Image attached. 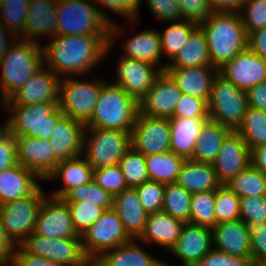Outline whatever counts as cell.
<instances>
[{
    "mask_svg": "<svg viewBox=\"0 0 266 266\" xmlns=\"http://www.w3.org/2000/svg\"><path fill=\"white\" fill-rule=\"evenodd\" d=\"M123 27L110 23V35H56L43 46V65L60 78L85 76L107 57L119 38ZM93 69V70H92Z\"/></svg>",
    "mask_w": 266,
    "mask_h": 266,
    "instance_id": "1",
    "label": "cell"
},
{
    "mask_svg": "<svg viewBox=\"0 0 266 266\" xmlns=\"http://www.w3.org/2000/svg\"><path fill=\"white\" fill-rule=\"evenodd\" d=\"M199 27L206 37L211 65L217 69L247 48L240 13L213 12Z\"/></svg>",
    "mask_w": 266,
    "mask_h": 266,
    "instance_id": "2",
    "label": "cell"
},
{
    "mask_svg": "<svg viewBox=\"0 0 266 266\" xmlns=\"http://www.w3.org/2000/svg\"><path fill=\"white\" fill-rule=\"evenodd\" d=\"M139 112L138 102L120 85L105 81L86 127L131 132Z\"/></svg>",
    "mask_w": 266,
    "mask_h": 266,
    "instance_id": "3",
    "label": "cell"
},
{
    "mask_svg": "<svg viewBox=\"0 0 266 266\" xmlns=\"http://www.w3.org/2000/svg\"><path fill=\"white\" fill-rule=\"evenodd\" d=\"M92 0H57V35H110L111 20Z\"/></svg>",
    "mask_w": 266,
    "mask_h": 266,
    "instance_id": "4",
    "label": "cell"
},
{
    "mask_svg": "<svg viewBox=\"0 0 266 266\" xmlns=\"http://www.w3.org/2000/svg\"><path fill=\"white\" fill-rule=\"evenodd\" d=\"M43 66L41 44L17 38L0 59V83L10 98Z\"/></svg>",
    "mask_w": 266,
    "mask_h": 266,
    "instance_id": "5",
    "label": "cell"
},
{
    "mask_svg": "<svg viewBox=\"0 0 266 266\" xmlns=\"http://www.w3.org/2000/svg\"><path fill=\"white\" fill-rule=\"evenodd\" d=\"M247 107L246 91L217 72L207 102L209 119L236 131L243 122Z\"/></svg>",
    "mask_w": 266,
    "mask_h": 266,
    "instance_id": "6",
    "label": "cell"
},
{
    "mask_svg": "<svg viewBox=\"0 0 266 266\" xmlns=\"http://www.w3.org/2000/svg\"><path fill=\"white\" fill-rule=\"evenodd\" d=\"M7 132L16 136L47 138L53 132L57 121L64 115L58 108V103H39L29 106L8 105Z\"/></svg>",
    "mask_w": 266,
    "mask_h": 266,
    "instance_id": "7",
    "label": "cell"
},
{
    "mask_svg": "<svg viewBox=\"0 0 266 266\" xmlns=\"http://www.w3.org/2000/svg\"><path fill=\"white\" fill-rule=\"evenodd\" d=\"M105 80L63 77L59 83L58 108L74 120L86 124L95 109L100 89Z\"/></svg>",
    "mask_w": 266,
    "mask_h": 266,
    "instance_id": "8",
    "label": "cell"
},
{
    "mask_svg": "<svg viewBox=\"0 0 266 266\" xmlns=\"http://www.w3.org/2000/svg\"><path fill=\"white\" fill-rule=\"evenodd\" d=\"M130 147V132L86 127L83 156L93 169L119 164Z\"/></svg>",
    "mask_w": 266,
    "mask_h": 266,
    "instance_id": "9",
    "label": "cell"
},
{
    "mask_svg": "<svg viewBox=\"0 0 266 266\" xmlns=\"http://www.w3.org/2000/svg\"><path fill=\"white\" fill-rule=\"evenodd\" d=\"M47 195L39 186L31 195L0 205V216L7 237L20 245L35 231L37 215L44 197Z\"/></svg>",
    "mask_w": 266,
    "mask_h": 266,
    "instance_id": "10",
    "label": "cell"
},
{
    "mask_svg": "<svg viewBox=\"0 0 266 266\" xmlns=\"http://www.w3.org/2000/svg\"><path fill=\"white\" fill-rule=\"evenodd\" d=\"M132 239L113 208L106 209L81 236L82 248L88 259H97L105 251Z\"/></svg>",
    "mask_w": 266,
    "mask_h": 266,
    "instance_id": "11",
    "label": "cell"
},
{
    "mask_svg": "<svg viewBox=\"0 0 266 266\" xmlns=\"http://www.w3.org/2000/svg\"><path fill=\"white\" fill-rule=\"evenodd\" d=\"M20 246L28 253L50 259L62 266H82L88 260L81 238L50 239L33 232Z\"/></svg>",
    "mask_w": 266,
    "mask_h": 266,
    "instance_id": "12",
    "label": "cell"
},
{
    "mask_svg": "<svg viewBox=\"0 0 266 266\" xmlns=\"http://www.w3.org/2000/svg\"><path fill=\"white\" fill-rule=\"evenodd\" d=\"M169 118L151 117L138 112L130 132L131 147L144 156L170 151Z\"/></svg>",
    "mask_w": 266,
    "mask_h": 266,
    "instance_id": "13",
    "label": "cell"
},
{
    "mask_svg": "<svg viewBox=\"0 0 266 266\" xmlns=\"http://www.w3.org/2000/svg\"><path fill=\"white\" fill-rule=\"evenodd\" d=\"M116 63V83L137 102L152 88L163 72L160 68L138 59L120 56Z\"/></svg>",
    "mask_w": 266,
    "mask_h": 266,
    "instance_id": "14",
    "label": "cell"
},
{
    "mask_svg": "<svg viewBox=\"0 0 266 266\" xmlns=\"http://www.w3.org/2000/svg\"><path fill=\"white\" fill-rule=\"evenodd\" d=\"M34 232L50 239L81 238L73 227L67 203L48 194L40 206Z\"/></svg>",
    "mask_w": 266,
    "mask_h": 266,
    "instance_id": "15",
    "label": "cell"
},
{
    "mask_svg": "<svg viewBox=\"0 0 266 266\" xmlns=\"http://www.w3.org/2000/svg\"><path fill=\"white\" fill-rule=\"evenodd\" d=\"M17 163L33 171L44 181L55 169L59 161L47 138L16 136Z\"/></svg>",
    "mask_w": 266,
    "mask_h": 266,
    "instance_id": "16",
    "label": "cell"
},
{
    "mask_svg": "<svg viewBox=\"0 0 266 266\" xmlns=\"http://www.w3.org/2000/svg\"><path fill=\"white\" fill-rule=\"evenodd\" d=\"M250 164H252L251 150L237 131H231L224 139L212 163L219 182L228 183Z\"/></svg>",
    "mask_w": 266,
    "mask_h": 266,
    "instance_id": "17",
    "label": "cell"
},
{
    "mask_svg": "<svg viewBox=\"0 0 266 266\" xmlns=\"http://www.w3.org/2000/svg\"><path fill=\"white\" fill-rule=\"evenodd\" d=\"M218 72L237 88L247 91L266 81V60L246 48L232 60L225 62Z\"/></svg>",
    "mask_w": 266,
    "mask_h": 266,
    "instance_id": "18",
    "label": "cell"
},
{
    "mask_svg": "<svg viewBox=\"0 0 266 266\" xmlns=\"http://www.w3.org/2000/svg\"><path fill=\"white\" fill-rule=\"evenodd\" d=\"M60 79L51 69L43 65L9 98L8 105L58 103Z\"/></svg>",
    "mask_w": 266,
    "mask_h": 266,
    "instance_id": "19",
    "label": "cell"
},
{
    "mask_svg": "<svg viewBox=\"0 0 266 266\" xmlns=\"http://www.w3.org/2000/svg\"><path fill=\"white\" fill-rule=\"evenodd\" d=\"M182 91L166 73L162 72L155 80L152 88L138 102L139 113L151 117L171 118Z\"/></svg>",
    "mask_w": 266,
    "mask_h": 266,
    "instance_id": "20",
    "label": "cell"
},
{
    "mask_svg": "<svg viewBox=\"0 0 266 266\" xmlns=\"http://www.w3.org/2000/svg\"><path fill=\"white\" fill-rule=\"evenodd\" d=\"M212 248L211 228L185 223L169 253L179 258L182 266H194Z\"/></svg>",
    "mask_w": 266,
    "mask_h": 266,
    "instance_id": "21",
    "label": "cell"
},
{
    "mask_svg": "<svg viewBox=\"0 0 266 266\" xmlns=\"http://www.w3.org/2000/svg\"><path fill=\"white\" fill-rule=\"evenodd\" d=\"M86 125L63 115L56 123L49 143L60 162L83 155Z\"/></svg>",
    "mask_w": 266,
    "mask_h": 266,
    "instance_id": "22",
    "label": "cell"
},
{
    "mask_svg": "<svg viewBox=\"0 0 266 266\" xmlns=\"http://www.w3.org/2000/svg\"><path fill=\"white\" fill-rule=\"evenodd\" d=\"M211 232L213 248L231 256L252 258L250 234L241 219L218 223Z\"/></svg>",
    "mask_w": 266,
    "mask_h": 266,
    "instance_id": "23",
    "label": "cell"
},
{
    "mask_svg": "<svg viewBox=\"0 0 266 266\" xmlns=\"http://www.w3.org/2000/svg\"><path fill=\"white\" fill-rule=\"evenodd\" d=\"M45 35L49 39L57 35V0H29L23 40L40 44Z\"/></svg>",
    "mask_w": 266,
    "mask_h": 266,
    "instance_id": "24",
    "label": "cell"
},
{
    "mask_svg": "<svg viewBox=\"0 0 266 266\" xmlns=\"http://www.w3.org/2000/svg\"><path fill=\"white\" fill-rule=\"evenodd\" d=\"M165 72L177 84L182 93L208 102L213 79L218 69L213 65H202L198 67L166 68Z\"/></svg>",
    "mask_w": 266,
    "mask_h": 266,
    "instance_id": "25",
    "label": "cell"
},
{
    "mask_svg": "<svg viewBox=\"0 0 266 266\" xmlns=\"http://www.w3.org/2000/svg\"><path fill=\"white\" fill-rule=\"evenodd\" d=\"M93 171V167L83 155L60 161L45 181L61 180L64 185L48 195L62 199L71 189L91 183L93 181Z\"/></svg>",
    "mask_w": 266,
    "mask_h": 266,
    "instance_id": "26",
    "label": "cell"
},
{
    "mask_svg": "<svg viewBox=\"0 0 266 266\" xmlns=\"http://www.w3.org/2000/svg\"><path fill=\"white\" fill-rule=\"evenodd\" d=\"M185 223L160 211L148 215L143 233L139 242L147 245H159L169 251L178 240ZM155 243V244H154Z\"/></svg>",
    "mask_w": 266,
    "mask_h": 266,
    "instance_id": "27",
    "label": "cell"
},
{
    "mask_svg": "<svg viewBox=\"0 0 266 266\" xmlns=\"http://www.w3.org/2000/svg\"><path fill=\"white\" fill-rule=\"evenodd\" d=\"M39 180L33 171L19 163L1 171L0 205L31 195L40 186Z\"/></svg>",
    "mask_w": 266,
    "mask_h": 266,
    "instance_id": "28",
    "label": "cell"
},
{
    "mask_svg": "<svg viewBox=\"0 0 266 266\" xmlns=\"http://www.w3.org/2000/svg\"><path fill=\"white\" fill-rule=\"evenodd\" d=\"M112 208L118 214L127 233L138 239L143 233L148 218L144 210L136 188H127L113 197Z\"/></svg>",
    "mask_w": 266,
    "mask_h": 266,
    "instance_id": "29",
    "label": "cell"
},
{
    "mask_svg": "<svg viewBox=\"0 0 266 266\" xmlns=\"http://www.w3.org/2000/svg\"><path fill=\"white\" fill-rule=\"evenodd\" d=\"M122 47L124 53L121 56L149 62L165 72L167 63H161L163 53L158 30L144 29L129 37Z\"/></svg>",
    "mask_w": 266,
    "mask_h": 266,
    "instance_id": "30",
    "label": "cell"
},
{
    "mask_svg": "<svg viewBox=\"0 0 266 266\" xmlns=\"http://www.w3.org/2000/svg\"><path fill=\"white\" fill-rule=\"evenodd\" d=\"M209 118H169L171 137L170 151L190 159L200 135L201 127Z\"/></svg>",
    "mask_w": 266,
    "mask_h": 266,
    "instance_id": "31",
    "label": "cell"
},
{
    "mask_svg": "<svg viewBox=\"0 0 266 266\" xmlns=\"http://www.w3.org/2000/svg\"><path fill=\"white\" fill-rule=\"evenodd\" d=\"M138 242V239H132L107 250L97 258V261L102 266H164L162 259L159 260L146 252Z\"/></svg>",
    "mask_w": 266,
    "mask_h": 266,
    "instance_id": "32",
    "label": "cell"
},
{
    "mask_svg": "<svg viewBox=\"0 0 266 266\" xmlns=\"http://www.w3.org/2000/svg\"><path fill=\"white\" fill-rule=\"evenodd\" d=\"M176 183L190 193L216 190L221 183L211 163L186 159Z\"/></svg>",
    "mask_w": 266,
    "mask_h": 266,
    "instance_id": "33",
    "label": "cell"
},
{
    "mask_svg": "<svg viewBox=\"0 0 266 266\" xmlns=\"http://www.w3.org/2000/svg\"><path fill=\"white\" fill-rule=\"evenodd\" d=\"M231 131L230 128L208 119L201 127L200 135L190 159L212 164L224 139Z\"/></svg>",
    "mask_w": 266,
    "mask_h": 266,
    "instance_id": "34",
    "label": "cell"
},
{
    "mask_svg": "<svg viewBox=\"0 0 266 266\" xmlns=\"http://www.w3.org/2000/svg\"><path fill=\"white\" fill-rule=\"evenodd\" d=\"M211 65L205 34L198 26L188 42L168 64L167 68H185Z\"/></svg>",
    "mask_w": 266,
    "mask_h": 266,
    "instance_id": "35",
    "label": "cell"
},
{
    "mask_svg": "<svg viewBox=\"0 0 266 266\" xmlns=\"http://www.w3.org/2000/svg\"><path fill=\"white\" fill-rule=\"evenodd\" d=\"M185 160L172 151L145 156L149 180L163 184L175 183Z\"/></svg>",
    "mask_w": 266,
    "mask_h": 266,
    "instance_id": "36",
    "label": "cell"
},
{
    "mask_svg": "<svg viewBox=\"0 0 266 266\" xmlns=\"http://www.w3.org/2000/svg\"><path fill=\"white\" fill-rule=\"evenodd\" d=\"M169 23L165 30L158 31L161 39V48L164 56L167 58L168 64L184 45L188 42L191 33L199 26L196 23L178 20V21H167Z\"/></svg>",
    "mask_w": 266,
    "mask_h": 266,
    "instance_id": "37",
    "label": "cell"
},
{
    "mask_svg": "<svg viewBox=\"0 0 266 266\" xmlns=\"http://www.w3.org/2000/svg\"><path fill=\"white\" fill-rule=\"evenodd\" d=\"M236 196H266V174L250 164L225 184Z\"/></svg>",
    "mask_w": 266,
    "mask_h": 266,
    "instance_id": "38",
    "label": "cell"
},
{
    "mask_svg": "<svg viewBox=\"0 0 266 266\" xmlns=\"http://www.w3.org/2000/svg\"><path fill=\"white\" fill-rule=\"evenodd\" d=\"M236 131L251 151L266 144V112L248 106L243 122Z\"/></svg>",
    "mask_w": 266,
    "mask_h": 266,
    "instance_id": "39",
    "label": "cell"
},
{
    "mask_svg": "<svg viewBox=\"0 0 266 266\" xmlns=\"http://www.w3.org/2000/svg\"><path fill=\"white\" fill-rule=\"evenodd\" d=\"M192 193L175 183L165 184L162 211L184 223H190Z\"/></svg>",
    "mask_w": 266,
    "mask_h": 266,
    "instance_id": "40",
    "label": "cell"
},
{
    "mask_svg": "<svg viewBox=\"0 0 266 266\" xmlns=\"http://www.w3.org/2000/svg\"><path fill=\"white\" fill-rule=\"evenodd\" d=\"M29 0H3L0 23L15 37L23 39L28 16Z\"/></svg>",
    "mask_w": 266,
    "mask_h": 266,
    "instance_id": "41",
    "label": "cell"
},
{
    "mask_svg": "<svg viewBox=\"0 0 266 266\" xmlns=\"http://www.w3.org/2000/svg\"><path fill=\"white\" fill-rule=\"evenodd\" d=\"M216 190L193 193L190 205V223L212 228L216 225Z\"/></svg>",
    "mask_w": 266,
    "mask_h": 266,
    "instance_id": "42",
    "label": "cell"
},
{
    "mask_svg": "<svg viewBox=\"0 0 266 266\" xmlns=\"http://www.w3.org/2000/svg\"><path fill=\"white\" fill-rule=\"evenodd\" d=\"M119 165L128 187L135 188L149 180L145 156L132 147L122 156Z\"/></svg>",
    "mask_w": 266,
    "mask_h": 266,
    "instance_id": "43",
    "label": "cell"
},
{
    "mask_svg": "<svg viewBox=\"0 0 266 266\" xmlns=\"http://www.w3.org/2000/svg\"><path fill=\"white\" fill-rule=\"evenodd\" d=\"M66 203L91 202L99 207L112 208L113 197L95 182L71 189L63 198Z\"/></svg>",
    "mask_w": 266,
    "mask_h": 266,
    "instance_id": "44",
    "label": "cell"
},
{
    "mask_svg": "<svg viewBox=\"0 0 266 266\" xmlns=\"http://www.w3.org/2000/svg\"><path fill=\"white\" fill-rule=\"evenodd\" d=\"M216 224L240 219V197L236 196L225 184L216 189Z\"/></svg>",
    "mask_w": 266,
    "mask_h": 266,
    "instance_id": "45",
    "label": "cell"
},
{
    "mask_svg": "<svg viewBox=\"0 0 266 266\" xmlns=\"http://www.w3.org/2000/svg\"><path fill=\"white\" fill-rule=\"evenodd\" d=\"M73 227L79 236H82L88 228L104 213L105 208L91 202L67 203Z\"/></svg>",
    "mask_w": 266,
    "mask_h": 266,
    "instance_id": "46",
    "label": "cell"
},
{
    "mask_svg": "<svg viewBox=\"0 0 266 266\" xmlns=\"http://www.w3.org/2000/svg\"><path fill=\"white\" fill-rule=\"evenodd\" d=\"M93 182L107 191L112 197L129 188L119 164L94 169Z\"/></svg>",
    "mask_w": 266,
    "mask_h": 266,
    "instance_id": "47",
    "label": "cell"
},
{
    "mask_svg": "<svg viewBox=\"0 0 266 266\" xmlns=\"http://www.w3.org/2000/svg\"><path fill=\"white\" fill-rule=\"evenodd\" d=\"M239 13L246 35L266 26V0H245Z\"/></svg>",
    "mask_w": 266,
    "mask_h": 266,
    "instance_id": "48",
    "label": "cell"
},
{
    "mask_svg": "<svg viewBox=\"0 0 266 266\" xmlns=\"http://www.w3.org/2000/svg\"><path fill=\"white\" fill-rule=\"evenodd\" d=\"M135 188L139 200L148 214L162 211L165 184L148 180Z\"/></svg>",
    "mask_w": 266,
    "mask_h": 266,
    "instance_id": "49",
    "label": "cell"
},
{
    "mask_svg": "<svg viewBox=\"0 0 266 266\" xmlns=\"http://www.w3.org/2000/svg\"><path fill=\"white\" fill-rule=\"evenodd\" d=\"M240 219L245 223H266V196L240 198Z\"/></svg>",
    "mask_w": 266,
    "mask_h": 266,
    "instance_id": "50",
    "label": "cell"
},
{
    "mask_svg": "<svg viewBox=\"0 0 266 266\" xmlns=\"http://www.w3.org/2000/svg\"><path fill=\"white\" fill-rule=\"evenodd\" d=\"M183 20L200 25L214 11L210 0H177Z\"/></svg>",
    "mask_w": 266,
    "mask_h": 266,
    "instance_id": "51",
    "label": "cell"
},
{
    "mask_svg": "<svg viewBox=\"0 0 266 266\" xmlns=\"http://www.w3.org/2000/svg\"><path fill=\"white\" fill-rule=\"evenodd\" d=\"M173 117L209 118L207 102L204 99L182 93Z\"/></svg>",
    "mask_w": 266,
    "mask_h": 266,
    "instance_id": "52",
    "label": "cell"
},
{
    "mask_svg": "<svg viewBox=\"0 0 266 266\" xmlns=\"http://www.w3.org/2000/svg\"><path fill=\"white\" fill-rule=\"evenodd\" d=\"M254 265L266 264V223L247 222Z\"/></svg>",
    "mask_w": 266,
    "mask_h": 266,
    "instance_id": "53",
    "label": "cell"
},
{
    "mask_svg": "<svg viewBox=\"0 0 266 266\" xmlns=\"http://www.w3.org/2000/svg\"><path fill=\"white\" fill-rule=\"evenodd\" d=\"M98 7L107 8L118 15L124 16L129 21H138L142 0H92Z\"/></svg>",
    "mask_w": 266,
    "mask_h": 266,
    "instance_id": "54",
    "label": "cell"
},
{
    "mask_svg": "<svg viewBox=\"0 0 266 266\" xmlns=\"http://www.w3.org/2000/svg\"><path fill=\"white\" fill-rule=\"evenodd\" d=\"M194 266H254L252 258L231 256L220 250L212 248Z\"/></svg>",
    "mask_w": 266,
    "mask_h": 266,
    "instance_id": "55",
    "label": "cell"
},
{
    "mask_svg": "<svg viewBox=\"0 0 266 266\" xmlns=\"http://www.w3.org/2000/svg\"><path fill=\"white\" fill-rule=\"evenodd\" d=\"M146 6L161 22L182 20L177 0H146Z\"/></svg>",
    "mask_w": 266,
    "mask_h": 266,
    "instance_id": "56",
    "label": "cell"
},
{
    "mask_svg": "<svg viewBox=\"0 0 266 266\" xmlns=\"http://www.w3.org/2000/svg\"><path fill=\"white\" fill-rule=\"evenodd\" d=\"M17 164L16 141L6 132L0 137V172Z\"/></svg>",
    "mask_w": 266,
    "mask_h": 266,
    "instance_id": "57",
    "label": "cell"
},
{
    "mask_svg": "<svg viewBox=\"0 0 266 266\" xmlns=\"http://www.w3.org/2000/svg\"><path fill=\"white\" fill-rule=\"evenodd\" d=\"M12 266H62L50 259L26 252L20 245H16L11 260Z\"/></svg>",
    "mask_w": 266,
    "mask_h": 266,
    "instance_id": "58",
    "label": "cell"
},
{
    "mask_svg": "<svg viewBox=\"0 0 266 266\" xmlns=\"http://www.w3.org/2000/svg\"><path fill=\"white\" fill-rule=\"evenodd\" d=\"M247 48L266 60V26L247 35Z\"/></svg>",
    "mask_w": 266,
    "mask_h": 266,
    "instance_id": "59",
    "label": "cell"
},
{
    "mask_svg": "<svg viewBox=\"0 0 266 266\" xmlns=\"http://www.w3.org/2000/svg\"><path fill=\"white\" fill-rule=\"evenodd\" d=\"M248 106L266 112V81L251 87L246 91Z\"/></svg>",
    "mask_w": 266,
    "mask_h": 266,
    "instance_id": "60",
    "label": "cell"
},
{
    "mask_svg": "<svg viewBox=\"0 0 266 266\" xmlns=\"http://www.w3.org/2000/svg\"><path fill=\"white\" fill-rule=\"evenodd\" d=\"M245 0H210L214 12H240Z\"/></svg>",
    "mask_w": 266,
    "mask_h": 266,
    "instance_id": "61",
    "label": "cell"
},
{
    "mask_svg": "<svg viewBox=\"0 0 266 266\" xmlns=\"http://www.w3.org/2000/svg\"><path fill=\"white\" fill-rule=\"evenodd\" d=\"M15 245L7 237L2 225L0 216V260L11 261L14 253Z\"/></svg>",
    "mask_w": 266,
    "mask_h": 266,
    "instance_id": "62",
    "label": "cell"
},
{
    "mask_svg": "<svg viewBox=\"0 0 266 266\" xmlns=\"http://www.w3.org/2000/svg\"><path fill=\"white\" fill-rule=\"evenodd\" d=\"M252 164L266 174V144L260 145L251 151Z\"/></svg>",
    "mask_w": 266,
    "mask_h": 266,
    "instance_id": "63",
    "label": "cell"
},
{
    "mask_svg": "<svg viewBox=\"0 0 266 266\" xmlns=\"http://www.w3.org/2000/svg\"><path fill=\"white\" fill-rule=\"evenodd\" d=\"M16 39L17 37L10 33L4 25L0 23V59L7 53L9 47L16 41Z\"/></svg>",
    "mask_w": 266,
    "mask_h": 266,
    "instance_id": "64",
    "label": "cell"
},
{
    "mask_svg": "<svg viewBox=\"0 0 266 266\" xmlns=\"http://www.w3.org/2000/svg\"><path fill=\"white\" fill-rule=\"evenodd\" d=\"M8 101L9 98L5 95L3 89H2V85L0 83V103L2 104L1 106L6 109L8 106Z\"/></svg>",
    "mask_w": 266,
    "mask_h": 266,
    "instance_id": "65",
    "label": "cell"
},
{
    "mask_svg": "<svg viewBox=\"0 0 266 266\" xmlns=\"http://www.w3.org/2000/svg\"><path fill=\"white\" fill-rule=\"evenodd\" d=\"M82 266H102L97 259H88Z\"/></svg>",
    "mask_w": 266,
    "mask_h": 266,
    "instance_id": "66",
    "label": "cell"
},
{
    "mask_svg": "<svg viewBox=\"0 0 266 266\" xmlns=\"http://www.w3.org/2000/svg\"><path fill=\"white\" fill-rule=\"evenodd\" d=\"M1 123L2 122H0V137L7 132L6 121L3 124H1Z\"/></svg>",
    "mask_w": 266,
    "mask_h": 266,
    "instance_id": "67",
    "label": "cell"
},
{
    "mask_svg": "<svg viewBox=\"0 0 266 266\" xmlns=\"http://www.w3.org/2000/svg\"><path fill=\"white\" fill-rule=\"evenodd\" d=\"M0 266H12L11 261L0 260Z\"/></svg>",
    "mask_w": 266,
    "mask_h": 266,
    "instance_id": "68",
    "label": "cell"
},
{
    "mask_svg": "<svg viewBox=\"0 0 266 266\" xmlns=\"http://www.w3.org/2000/svg\"><path fill=\"white\" fill-rule=\"evenodd\" d=\"M169 263H167L166 261L165 262H163V265L164 266H171L170 264L168 265Z\"/></svg>",
    "mask_w": 266,
    "mask_h": 266,
    "instance_id": "69",
    "label": "cell"
},
{
    "mask_svg": "<svg viewBox=\"0 0 266 266\" xmlns=\"http://www.w3.org/2000/svg\"><path fill=\"white\" fill-rule=\"evenodd\" d=\"M254 266H266V264H261V265H254Z\"/></svg>",
    "mask_w": 266,
    "mask_h": 266,
    "instance_id": "70",
    "label": "cell"
}]
</instances>
